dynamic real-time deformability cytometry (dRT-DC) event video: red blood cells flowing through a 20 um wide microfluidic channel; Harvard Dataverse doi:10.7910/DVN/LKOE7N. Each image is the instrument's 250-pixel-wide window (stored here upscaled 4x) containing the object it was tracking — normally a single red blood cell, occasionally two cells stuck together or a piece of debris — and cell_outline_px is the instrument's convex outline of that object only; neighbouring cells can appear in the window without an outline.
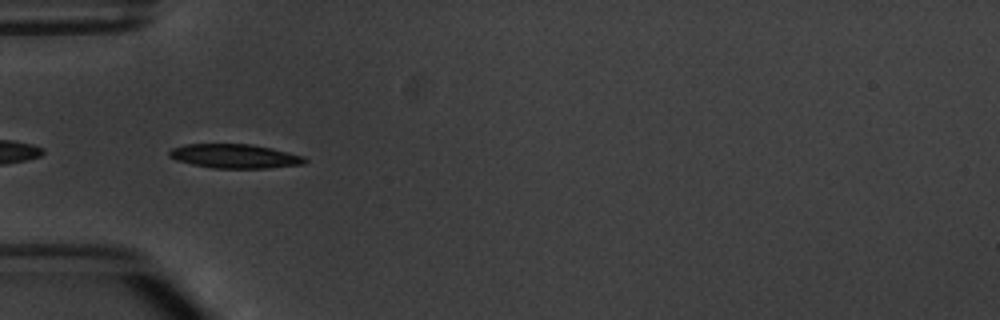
{"species": "common noctule bat (a hibernating species)", "species_latin": "Nyctalus noctula", "temperature_condition": "warm", "stored_images_in_passage": 6, "camera_frame_rate_fps": 3000, "um_per_image_px": 0.085, "animal": {"sex": "male", "body_mass_g": 20.1, "forearm_length_mm": 53.5}, "frame": {"image": 1, "passage_image": 4, "time_ms": 3.333, "image_size_px": [1000, 320], "cell_outline_px": [[308, 160], [304, 164], [268, 168], [212, 168], [192, 164], [176, 160], [168, 156], [168, 152], [172, 148], [184, 144], [248, 144], [272, 148], [304, 156]], "centroid_in_image_um": [19.95, 13.27], "position_along_channel_um": 65.1, "area_um2": 19.07}}
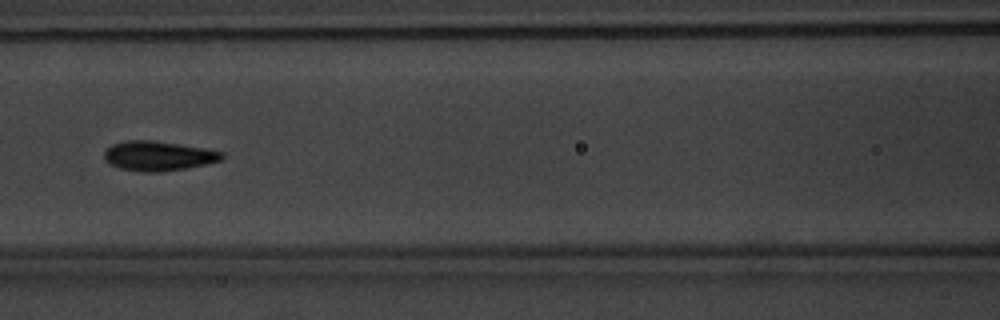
{"frame": {"image": 2, "passage_image": 6, "time_ms": 5.667, "image_size_px": [1000, 320], "cell_outline_px": [[224, 156], [220, 160], [204, 164], [184, 168], [156, 172], [144, 172], [120, 168], [108, 164], [104, 160], [104, 152], [112, 144], [124, 140], [152, 140], [204, 148], [224, 152]], "centroid_in_image_um": [13.4, 13.24], "position_along_channel_um": 153.2, "area_um2": 20.17}}